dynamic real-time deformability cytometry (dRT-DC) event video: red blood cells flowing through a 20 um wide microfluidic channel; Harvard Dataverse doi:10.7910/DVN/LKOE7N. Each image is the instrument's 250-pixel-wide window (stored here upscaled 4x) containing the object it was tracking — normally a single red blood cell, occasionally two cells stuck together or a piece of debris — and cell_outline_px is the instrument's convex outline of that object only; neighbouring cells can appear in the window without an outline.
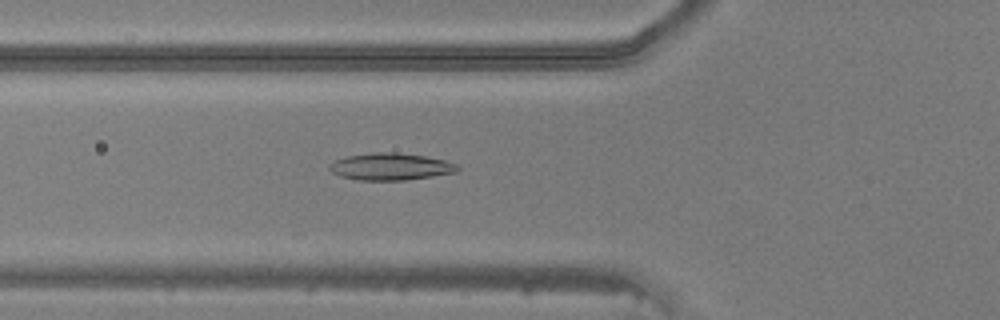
{"species": "common noctule bat (a hibernating species)", "species_latin": "Nyctalus noctula", "temperature_condition": "warm", "stored_images_in_passage": 15, "camera_frame_rate_fps": 3000, "um_per_image_px": 0.085, "animal": {"sex": "male", "body_mass_g": 20.5, "forearm_length_mm": 52.5}, "frame": {"image": 1, "passage_image": 3, "time_ms": 0.667, "image_size_px": [1000, 320], "cell_outline_px": [[460, 168], [456, 172], [432, 176], [404, 180], [356, 180], [340, 176], [332, 172], [328, 168], [328, 164], [336, 160], [348, 156], [372, 152], [392, 152], [424, 156], [444, 160], [456, 164]], "centroid_in_image_um": [33.17, 14.16], "position_along_channel_um": 92.6, "area_um2": 20.06}}
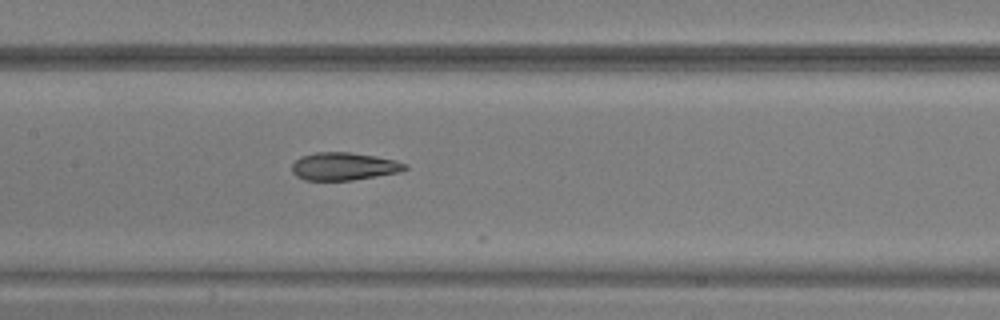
{"frame": {"image": 2, "passage_image": 9, "time_ms": 2.667, "image_size_px": [1000, 320], "cell_outline_px": [[408, 168], [400, 172], [352, 180], [304, 180], [296, 176], [292, 172], [292, 164], [300, 156], [316, 152], [348, 152], [376, 156], [396, 160], [408, 164]], "centroid_in_image_um": [29.23, 14.14], "position_along_channel_um": 178.2, "area_um2": 18.38}}
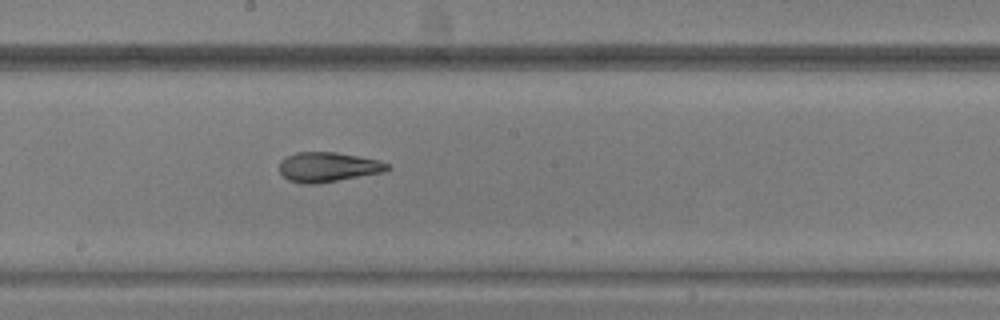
{"frame": {"image": 3, "passage_image": 12, "time_ms": 3.667, "image_size_px": [1000, 320], "cell_outline_px": [[392, 168], [384, 172], [316, 184], [300, 184], [288, 180], [280, 172], [280, 160], [296, 152], [336, 152], [376, 160], [388, 164]], "centroid_in_image_um": [27.85, 14.21], "position_along_channel_um": 220.3, "area_um2": 18.61}}